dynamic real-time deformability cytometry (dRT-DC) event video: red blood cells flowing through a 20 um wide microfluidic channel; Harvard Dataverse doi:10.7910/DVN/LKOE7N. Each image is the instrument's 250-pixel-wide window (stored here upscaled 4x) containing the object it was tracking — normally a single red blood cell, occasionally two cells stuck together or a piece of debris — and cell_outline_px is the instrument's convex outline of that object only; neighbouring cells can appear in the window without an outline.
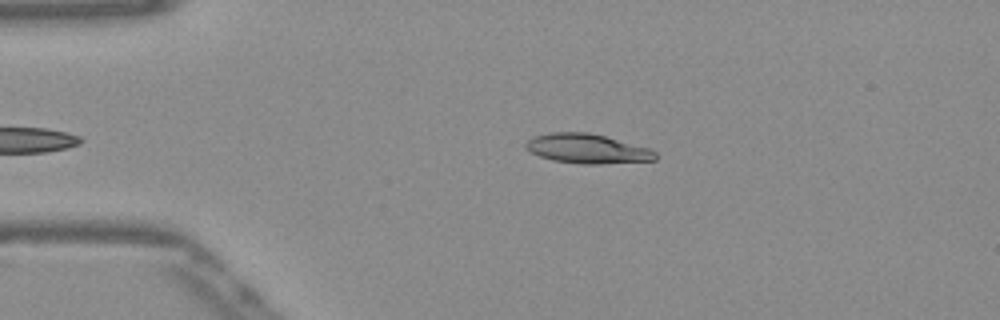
{"species": "Egyptian fruit bat (a non-hibernating species)", "species_latin": "Rousettus aegyptiacus", "temperature_condition": "warm", "stored_images_in_passage": 39, "camera_frame_rate_fps": 3000, "um_per_image_px": 0.085, "frame": {"image": 1, "passage_image": 4, "time_ms": 1.0, "image_size_px": [1000, 320], "cell_outline_px": [[656, 160], [600, 164], [580, 164], [552, 160], [540, 156], [532, 152], [524, 144], [532, 136], [548, 132], [588, 132], [604, 136], [648, 148], [656, 152]], "centroid_in_image_um": [49.89, 12.64], "position_along_channel_um": 35.1, "area_um2": 22.14}}
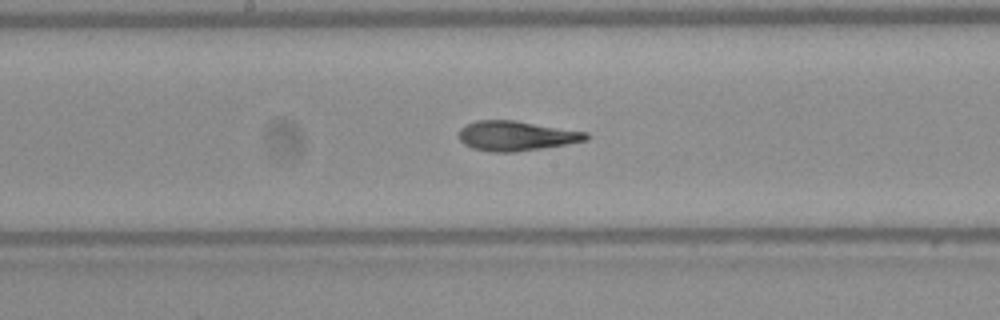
{"frame": {"image": 2, "passage_image": 20, "time_ms": 6.333, "image_size_px": [1000, 320], "cell_outline_px": [[588, 140], [568, 144], [516, 152], [488, 152], [472, 148], [464, 144], [460, 140], [460, 128], [476, 120], [512, 120], [588, 132]], "centroid_in_image_um": [43.88, 11.56], "position_along_channel_um": 204.3, "area_um2": 22.02}}
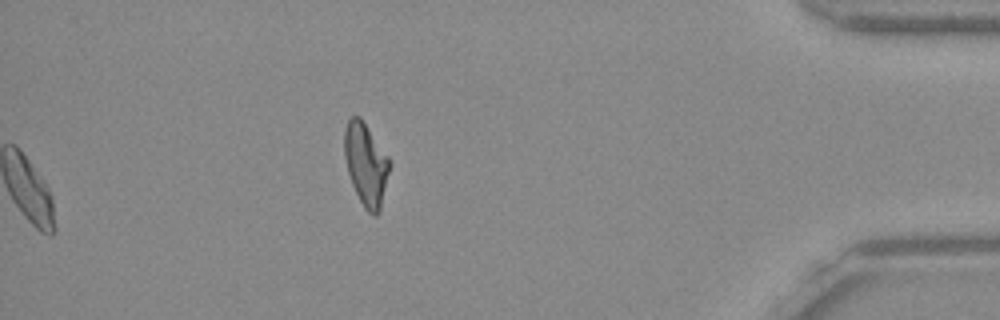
{"frame": {"image": 3, "passage_image": 39, "time_ms": 12.667, "image_size_px": [1000, 320], "cell_outline_px": [[392, 164], [380, 212], [376, 216], [372, 216], [364, 208], [352, 184], [348, 172], [344, 156], [344, 128], [348, 120], [352, 116], [360, 116], [388, 156]], "centroid_in_image_um": [31.12, 13.98], "position_along_channel_um": 404.1, "area_um2": 22.02}, "authors_computed_cell_mechanics": {"area_um2": 21.9062, "velocity_mm_per_s": 3.8897, "shape_relaxation_time_tau1_ms": null, "shape_relaxation_time_tau2_ms": 2.0949, "deformation_change_tau1": null, "deformation_change_tau2": 0.0896}}